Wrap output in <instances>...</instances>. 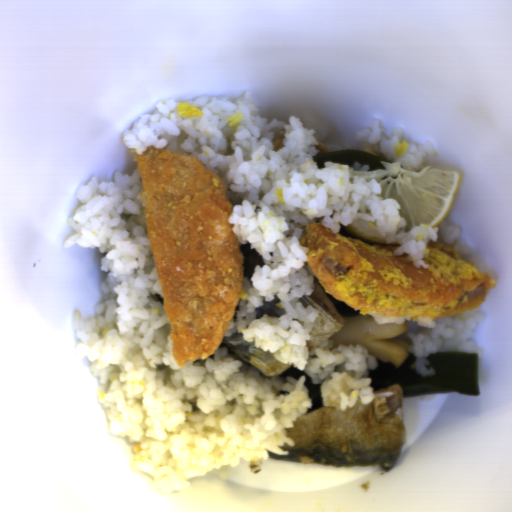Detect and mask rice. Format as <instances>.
I'll list each match as a JSON object with an SVG mask.
<instances>
[{"mask_svg": "<svg viewBox=\"0 0 512 512\" xmlns=\"http://www.w3.org/2000/svg\"><path fill=\"white\" fill-rule=\"evenodd\" d=\"M184 103L203 115L180 117L179 101L154 103L151 114H140L123 130L124 144L133 156L132 150L143 154L150 145L190 155L224 182L232 202L228 219L238 245L249 242L263 258L262 265L254 267L252 284L243 275L246 295H240L224 336L242 333L257 348L301 370L313 385H321L323 406L343 411L355 407L358 396L366 404L395 393H373L377 391L368 372L376 369L377 359L357 344L331 348L330 335L343 325L330 314L301 304L302 296L315 292L309 249L301 244L307 224L317 223L357 240L344 225L364 219L387 243L399 242L394 255L408 254L416 268H428L422 260L427 244L439 243L498 282L483 250L467 244L456 224L444 218L436 227L422 224L406 231L407 220L398 213L401 204L381 199L382 189L374 178L366 182L369 178L355 174L369 171V166L324 161V168H319L313 160L320 152L314 128L305 127L299 116L291 115L288 123L277 118L268 122L259 117L247 90L237 97L217 94L186 98ZM283 129V146L275 153L272 143ZM274 295L281 300L276 306L286 309L287 315L254 320L255 307L273 301Z\"/></svg>", "mask_w": 512, "mask_h": 512, "instance_id": "652b925c", "label": "rice"}, {"mask_svg": "<svg viewBox=\"0 0 512 512\" xmlns=\"http://www.w3.org/2000/svg\"><path fill=\"white\" fill-rule=\"evenodd\" d=\"M64 247L105 252L95 315L73 314L78 350L100 384L98 403L111 432L138 443L134 468L162 493L191 488L193 476L245 459L258 474L268 452L293 439L284 428L312 407L306 376H266L220 343L208 357L178 367L145 223L138 170L96 176L75 192ZM268 451V452H267Z\"/></svg>", "mask_w": 512, "mask_h": 512, "instance_id": "023b6e5f", "label": "rice"}, {"mask_svg": "<svg viewBox=\"0 0 512 512\" xmlns=\"http://www.w3.org/2000/svg\"><path fill=\"white\" fill-rule=\"evenodd\" d=\"M483 319L487 318L481 313L480 306L464 311L461 319L457 313L438 320L418 315V334L407 333V338L412 342V345H408V356L413 354L416 358V363L411 365L413 369L425 377L436 376L433 365L427 368L430 366L427 356L439 350L474 352L479 358L480 347L469 338Z\"/></svg>", "mask_w": 512, "mask_h": 512, "instance_id": "8eca5e8b", "label": "rice"}, {"mask_svg": "<svg viewBox=\"0 0 512 512\" xmlns=\"http://www.w3.org/2000/svg\"><path fill=\"white\" fill-rule=\"evenodd\" d=\"M326 148L334 150H358L376 155L387 160V164L399 163L408 171L418 173L423 170V159L426 155H435L431 141L425 144L411 143L402 133L401 128H395L391 135L386 134L380 127V121L374 120L369 127H360L346 145H334L322 141Z\"/></svg>", "mask_w": 512, "mask_h": 512, "instance_id": "acb35da6", "label": "rice"}, {"mask_svg": "<svg viewBox=\"0 0 512 512\" xmlns=\"http://www.w3.org/2000/svg\"><path fill=\"white\" fill-rule=\"evenodd\" d=\"M367 314H369L371 317H373L378 324H385V323H401L402 324V323H404L405 320H407V323H408L412 320V317H416L414 315V316L403 317V318H391V317H388V316H385V315H382L379 313H374V312H368Z\"/></svg>", "mask_w": 512, "mask_h": 512, "instance_id": "b023fe2a", "label": "rice"}]
</instances>
